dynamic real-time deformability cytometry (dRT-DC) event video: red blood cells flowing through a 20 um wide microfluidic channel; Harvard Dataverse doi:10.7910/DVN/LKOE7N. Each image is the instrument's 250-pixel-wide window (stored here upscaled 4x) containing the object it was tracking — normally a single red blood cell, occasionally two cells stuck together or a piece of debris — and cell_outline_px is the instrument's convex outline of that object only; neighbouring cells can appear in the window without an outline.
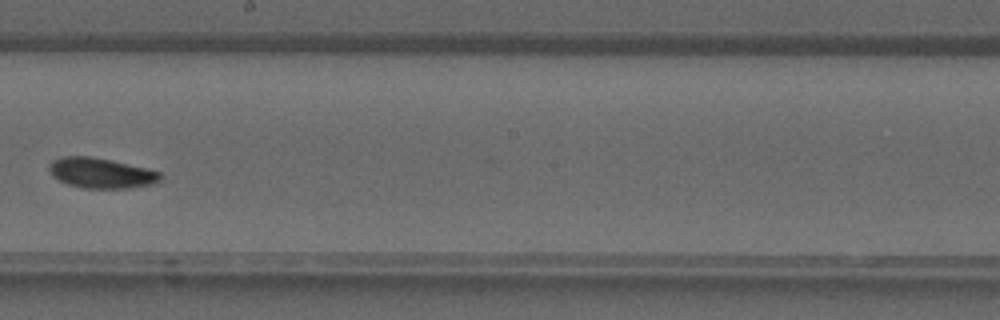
{"species": "common noctule bat (a hibernating species)", "species_latin": "Nyctalus noctula", "temperature_condition": "warm", "stored_images_in_passage": 27, "camera_frame_rate_fps": 3000, "um_per_image_px": 0.085, "animal": {"sex": "male", "forearm_length_mm": 52.5}, "frame": {"image": 1, "passage_image": 22, "time_ms": 7.0, "image_size_px": [1000, 320], "cell_outline_px": [[160, 180], [156, 184], [128, 188], [84, 188], [68, 184], [52, 176], [48, 168], [52, 160], [60, 156], [88, 156], [112, 160], [148, 168], [160, 172]], "centroid_in_image_um": [8.6, 14.7], "position_along_channel_um": 239.6, "area_um2": 19.71}}
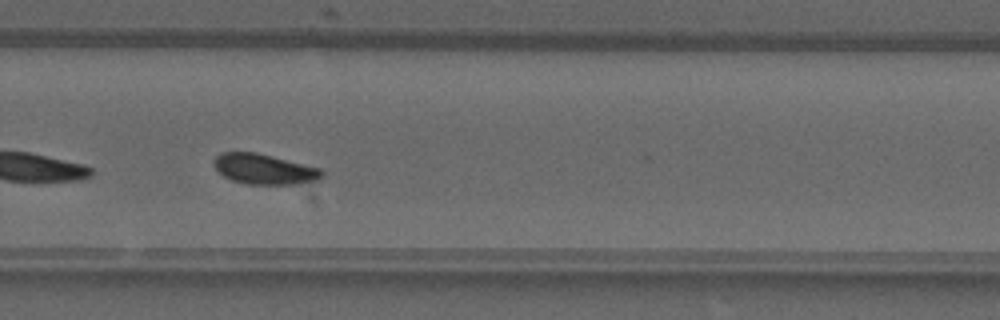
{"frame": {"image": 2, "passage_image": 26, "time_ms": 8.333, "image_size_px": [1000, 320], "cell_outline_px": [[324, 172], [316, 180], [296, 184], [248, 184], [232, 180], [224, 176], [212, 164], [212, 160], [220, 152], [256, 152], [320, 168]], "centroid_in_image_um": [22.41, 14.36], "position_along_channel_um": 307.4, "area_um2": 18.9}}